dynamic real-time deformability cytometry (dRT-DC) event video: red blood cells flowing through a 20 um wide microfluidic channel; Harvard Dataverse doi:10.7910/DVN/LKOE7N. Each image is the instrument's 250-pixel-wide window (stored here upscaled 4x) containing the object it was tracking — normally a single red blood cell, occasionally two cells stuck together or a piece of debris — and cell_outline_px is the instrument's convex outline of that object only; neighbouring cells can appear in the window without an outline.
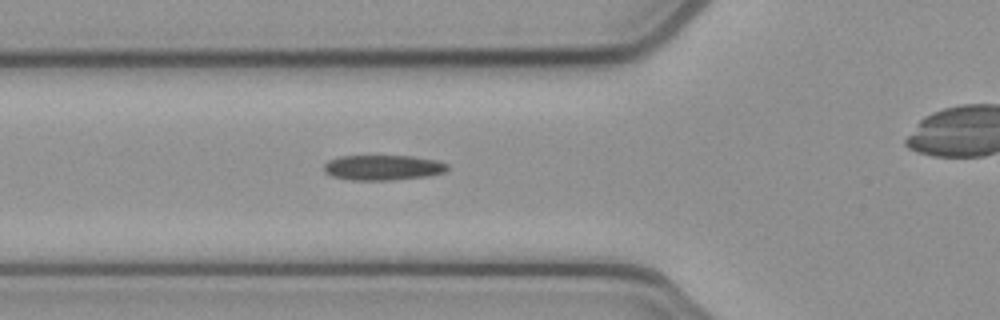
{"species": "common noctule bat (a hibernating species)", "species_latin": "Nyctalus noctula", "temperature_condition": "cold", "stored_images_in_passage": 34, "camera_frame_rate_fps": 3000, "um_per_image_px": 0.085, "animal": {"sex": "female", "body_mass_g": 21.9}, "frame": {"image": 1, "passage_image": 8, "time_ms": 2.333, "image_size_px": [1000, 320], "cell_outline_px": [[448, 168], [444, 172], [428, 176], [392, 180], [352, 180], [332, 176], [324, 172], [324, 164], [328, 160], [340, 156], [412, 156], [436, 160], [448, 164]], "centroid_in_image_um": [32.54, 14.24], "position_along_channel_um": 93.3, "area_um2": 18.15}}
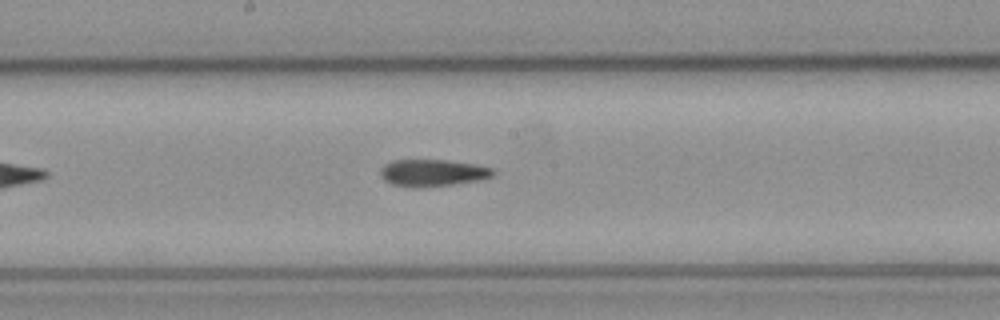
{"frame": {"image": 2, "passage_image": 17, "time_ms": 5.333, "image_size_px": [1000, 320], "cell_outline_px": [[496, 172], [492, 176], [480, 180], [452, 184], [412, 188], [392, 184], [384, 180], [380, 176], [380, 168], [384, 164], [392, 160], [448, 160], [476, 164], [492, 168]], "centroid_in_image_um": [36.75, 14.68], "position_along_channel_um": 211.4, "area_um2": 17.8}}
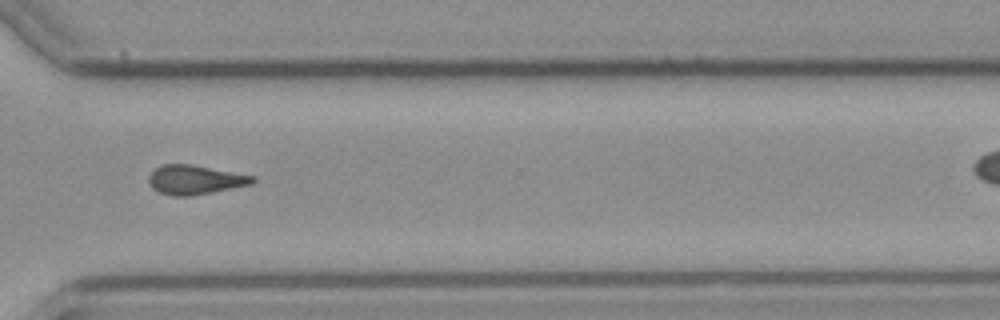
{"frame": {"image": 3, "passage_image": 28, "time_ms": 9.0, "image_size_px": [1000, 320], "cell_outline_px": [[256, 180], [252, 184], [192, 196], [172, 196], [160, 192], [152, 188], [148, 180], [148, 176], [156, 168], [164, 164], [192, 164], [256, 176]], "centroid_in_image_um": [16.59, 15.28], "position_along_channel_um": 354.0, "area_um2": 17.74}}